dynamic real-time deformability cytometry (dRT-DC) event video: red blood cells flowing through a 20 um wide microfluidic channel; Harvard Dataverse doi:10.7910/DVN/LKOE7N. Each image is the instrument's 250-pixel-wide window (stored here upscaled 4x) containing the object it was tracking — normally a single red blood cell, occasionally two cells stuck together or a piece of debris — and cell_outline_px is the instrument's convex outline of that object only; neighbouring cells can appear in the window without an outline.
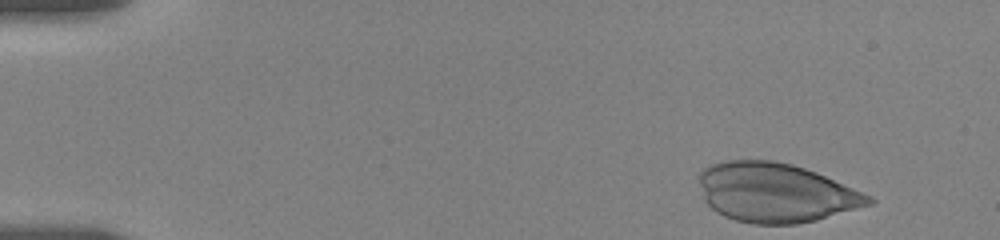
{"species": "human", "species_latin": "Homo sapiens", "temperature_condition": "room temperature", "stored_images_in_passage": 6, "camera_frame_rate_fps": 3000, "um_per_image_px": 0.085, "donor": {"sex": "female"}, "frame": {"image": 1, "passage_image": 1, "time_ms": 0.0, "image_size_px": [1000, 240], "cell_outline_px": [[876, 200], [872, 204], [816, 220], [796, 224], [752, 224], [736, 220], [724, 216], [716, 212], [704, 200], [700, 184], [700, 172], [708, 164], [724, 160], [772, 160], [792, 164], [816, 172], [872, 196]], "centroid_in_image_um": [65.92, 16.37], "position_along_channel_um": 19.1, "area_um2": 58.61}}
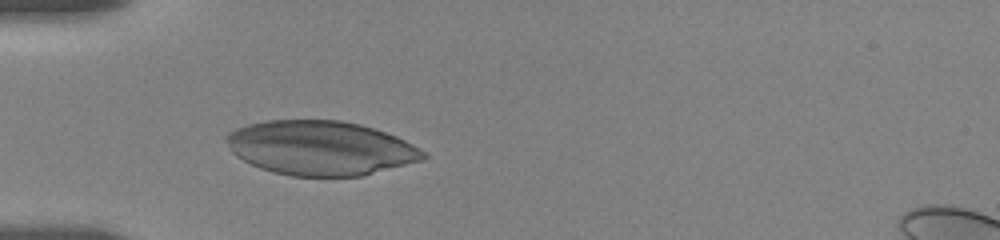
{"frame": {"image": 2, "passage_image": 6, "time_ms": 4.0, "image_size_px": [1000, 240], "cell_outline_px": [[428, 156], [424, 160], [360, 176], [292, 176], [272, 172], [260, 168], [236, 156], [232, 152], [224, 140], [224, 136], [228, 132], [236, 128], [248, 124], [268, 120], [340, 120], [360, 124], [396, 136], [420, 148]], "centroid_in_image_um": [27.22, 12.58], "position_along_channel_um": 57.8, "area_um2": 62.37}}